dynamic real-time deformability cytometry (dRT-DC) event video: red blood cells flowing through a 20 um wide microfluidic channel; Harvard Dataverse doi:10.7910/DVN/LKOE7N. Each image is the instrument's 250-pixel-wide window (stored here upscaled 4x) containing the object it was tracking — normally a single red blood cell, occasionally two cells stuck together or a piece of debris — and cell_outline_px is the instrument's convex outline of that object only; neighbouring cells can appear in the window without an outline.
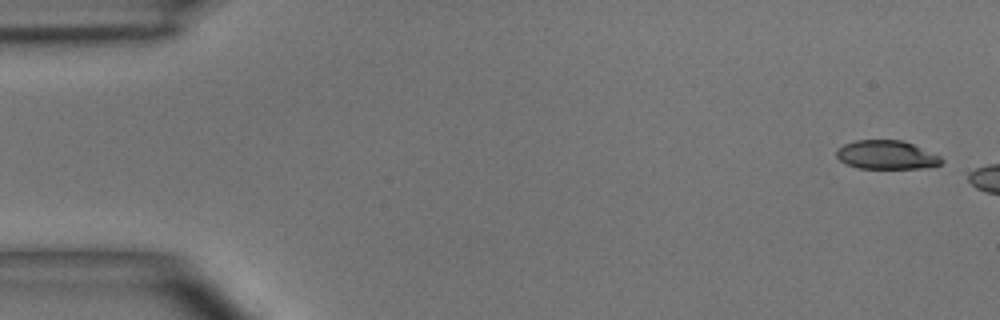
{"species": "common noctule bat (a hibernating species)", "species_latin": "Nyctalus noctula", "temperature_condition": "room temperature", "stored_images_in_passage": 3, "camera_frame_rate_fps": 3000, "um_per_image_px": 0.085, "animal": {"sex": "male", "body_mass_g": 15.6}, "frame": {"image": 1, "passage_image": 1, "time_ms": 0.0, "image_size_px": [1000, 320], "cell_outline_px": [[944, 160], [940, 164], [920, 168], [860, 168], [848, 164], [840, 160], [836, 156], [836, 148], [844, 144], [856, 140], [904, 140], [940, 156]], "centroid_in_image_um": [75.33, 13.15], "position_along_channel_um": 9.7, "area_um2": 17.46}}